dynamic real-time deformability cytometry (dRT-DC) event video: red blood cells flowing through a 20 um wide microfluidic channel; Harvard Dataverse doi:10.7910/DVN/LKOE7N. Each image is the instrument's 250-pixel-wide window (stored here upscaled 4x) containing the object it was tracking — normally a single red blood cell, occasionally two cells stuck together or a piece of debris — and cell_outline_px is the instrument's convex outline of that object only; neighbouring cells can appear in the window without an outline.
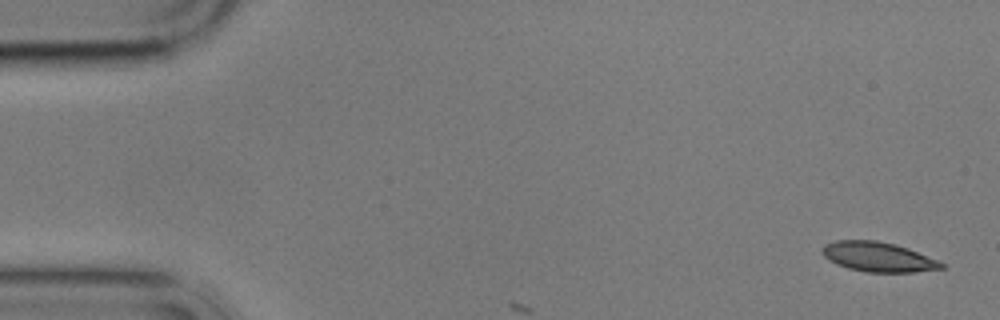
{"species": "common noctule bat (a hibernating species)", "species_latin": "Nyctalus noctula", "temperature_condition": "cold", "stored_images_in_passage": 3, "camera_frame_rate_fps": 3000, "um_per_image_px": 0.085, "animal": {"sex": "male", "body_mass_g": 17.9}, "frame": {"image": 1, "passage_image": 1, "time_ms": 0.0, "image_size_px": [1000, 320], "cell_outline_px": [[944, 268], [912, 272], [868, 272], [848, 268], [836, 264], [828, 260], [820, 252], [820, 248], [824, 244], [836, 240], [876, 240], [896, 244], [908, 248], [936, 260], [944, 264]], "centroid_in_image_um": [74.57, 21.82], "position_along_channel_um": 10.4, "area_um2": 20.63}}